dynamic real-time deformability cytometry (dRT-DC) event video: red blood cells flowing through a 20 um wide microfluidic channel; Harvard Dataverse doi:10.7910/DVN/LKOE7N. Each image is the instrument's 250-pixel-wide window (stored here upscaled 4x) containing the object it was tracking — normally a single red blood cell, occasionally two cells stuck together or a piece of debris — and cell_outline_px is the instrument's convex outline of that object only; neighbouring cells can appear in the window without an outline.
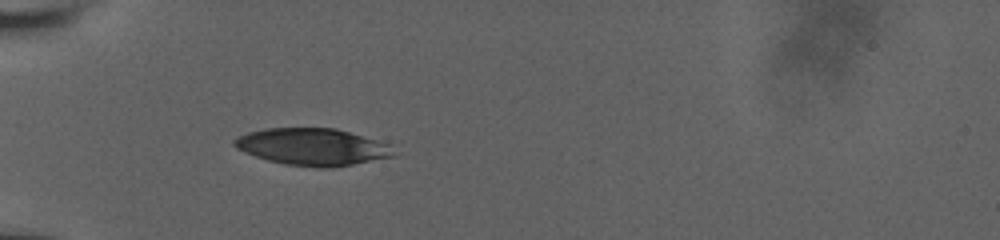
{"species": "human", "species_latin": "Homo sapiens", "temperature_condition": "room temperature", "stored_images_in_passage": 3, "camera_frame_rate_fps": 3000, "um_per_image_px": 0.085, "donor": {"sex": "male"}, "frame": {"image": 1, "passage_image": 2, "time_ms": 1.0, "image_size_px": [1000, 240], "cell_outline_px": [[396, 156], [332, 168], [320, 168], [284, 164], [268, 160], [244, 152], [236, 148], [232, 144], [232, 140], [248, 132], [264, 128], [336, 128], [376, 140], [388, 144]], "centroid_in_image_um": [26.53, 12.49], "position_along_channel_um": 58.5, "area_um2": 34.28}}